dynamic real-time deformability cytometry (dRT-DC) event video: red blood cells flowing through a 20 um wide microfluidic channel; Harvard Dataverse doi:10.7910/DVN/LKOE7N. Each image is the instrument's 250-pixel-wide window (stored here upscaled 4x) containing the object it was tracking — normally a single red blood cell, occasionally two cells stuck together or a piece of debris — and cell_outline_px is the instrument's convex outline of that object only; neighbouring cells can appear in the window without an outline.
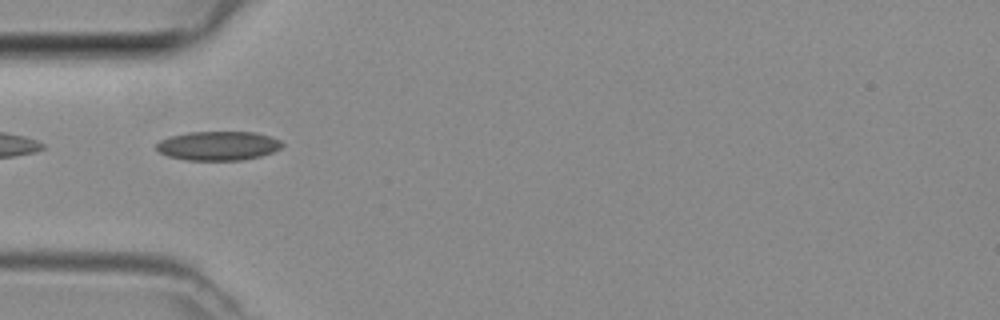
{"species": "common noctule bat (a hibernating species)", "species_latin": "Nyctalus noctula", "temperature_condition": "room temperature", "stored_images_in_passage": 2, "camera_frame_rate_fps": 3000, "um_per_image_px": 0.085, "animal": {"sex": "female", "body_mass_g": 29.2, "forearm_length_mm": 56.3}, "frame": {"image": 1, "passage_image": 1, "time_ms": 0.0, "image_size_px": [1000, 320], "cell_outline_px": [[284, 144], [280, 148], [272, 152], [260, 156], [244, 160], [188, 160], [168, 156], [160, 152], [156, 148], [156, 144], [160, 140], [168, 136], [188, 132], [256, 132], [280, 140]], "centroid_in_image_um": [18.53, 12.39], "position_along_channel_um": 66.5, "area_um2": 21.33}}
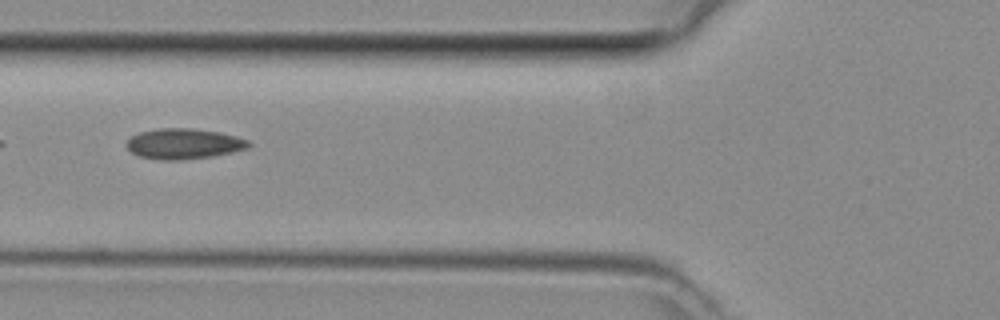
{"frame": {"image": 2, "passage_image": 2, "time_ms": 0.333, "image_size_px": [1000, 320], "cell_outline_px": [[252, 144], [248, 148], [232, 152], [212, 156], [180, 160], [160, 160], [140, 156], [132, 152], [128, 148], [128, 140], [132, 136], [140, 132], [160, 128], [188, 128], [220, 132], [236, 136], [248, 140]], "centroid_in_image_um": [15.66, 12.22], "position_along_channel_um": 110.1, "area_um2": 21.5}}